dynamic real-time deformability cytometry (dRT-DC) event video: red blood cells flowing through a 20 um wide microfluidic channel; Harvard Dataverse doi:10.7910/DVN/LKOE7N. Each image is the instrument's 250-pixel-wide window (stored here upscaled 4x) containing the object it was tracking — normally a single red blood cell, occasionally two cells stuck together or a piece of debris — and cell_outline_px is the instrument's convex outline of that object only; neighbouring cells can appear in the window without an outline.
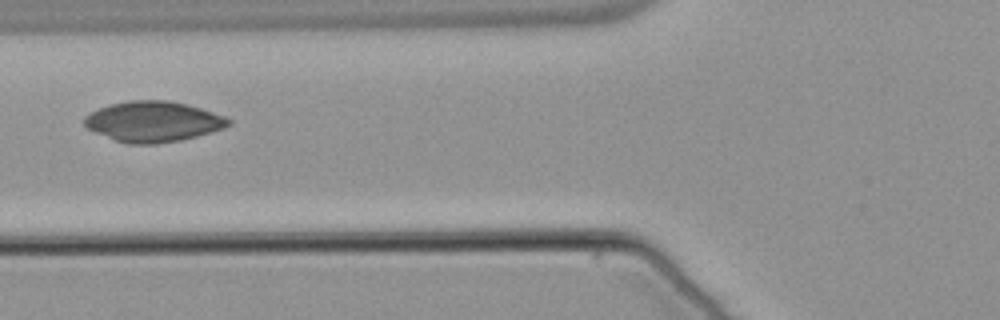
{"species": "common noctule bat (a hibernating species)", "species_latin": "Nyctalus noctula", "temperature_condition": "warm", "stored_images_in_passage": 37, "camera_frame_rate_fps": 3000, "um_per_image_px": 0.085, "animal": {"sex": "male", "body_mass_g": 21.5, "forearm_length_mm": 52.0}, "frame": {"image": 1, "passage_image": 4, "time_ms": 1.0, "image_size_px": [1000, 320], "cell_outline_px": [[232, 124], [224, 128], [196, 136], [180, 140], [156, 144], [128, 144], [116, 140], [96, 132], [88, 128], [84, 124], [84, 116], [100, 108], [112, 104], [128, 100], [168, 100], [188, 104], [224, 116], [232, 120]], "centroid_in_image_um": [13.04, 10.33], "position_along_channel_um": 112.8, "area_um2": 33.81}}
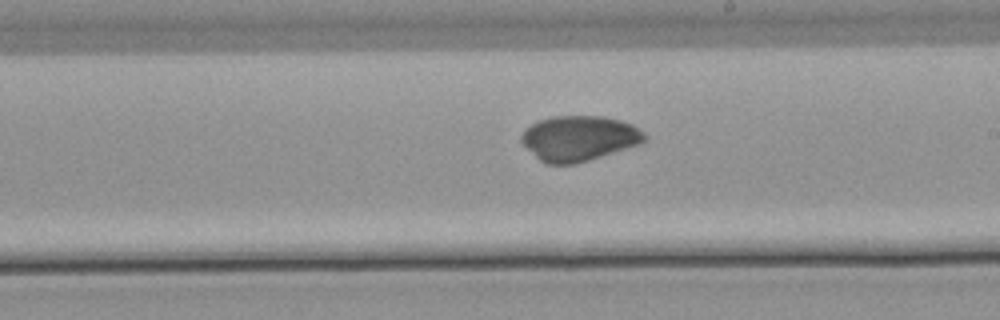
{"frame": {"image": 2, "passage_image": 14, "time_ms": 4.333, "image_size_px": [1000, 320], "cell_outline_px": [[648, 136], [640, 144], [576, 164], [548, 164], [540, 160], [520, 140], [520, 136], [524, 128], [540, 120], [552, 116], [604, 116], [620, 120], [632, 124], [644, 132]], "centroid_in_image_um": [49.22, 11.74], "position_along_channel_um": 239.8, "area_um2": 32.37}}
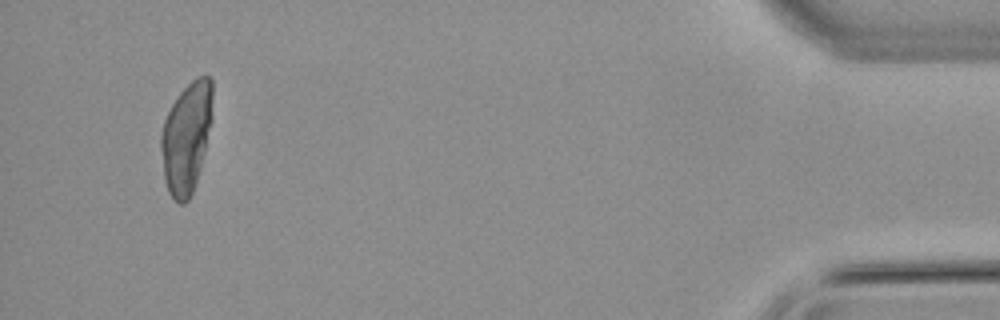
{"frame": {"image": 3, "passage_image": 34, "time_ms": 11.0, "image_size_px": [1000, 320], "cell_outline_px": [[212, 120], [200, 168], [192, 192], [188, 200], [184, 204], [180, 204], [168, 192], [164, 180], [160, 148], [160, 136], [164, 120], [172, 104], [180, 92], [196, 76], [208, 76], [212, 80]], "centroid_in_image_um": [15.83, 11.67], "position_along_channel_um": 419.4, "area_um2": 33.18}}